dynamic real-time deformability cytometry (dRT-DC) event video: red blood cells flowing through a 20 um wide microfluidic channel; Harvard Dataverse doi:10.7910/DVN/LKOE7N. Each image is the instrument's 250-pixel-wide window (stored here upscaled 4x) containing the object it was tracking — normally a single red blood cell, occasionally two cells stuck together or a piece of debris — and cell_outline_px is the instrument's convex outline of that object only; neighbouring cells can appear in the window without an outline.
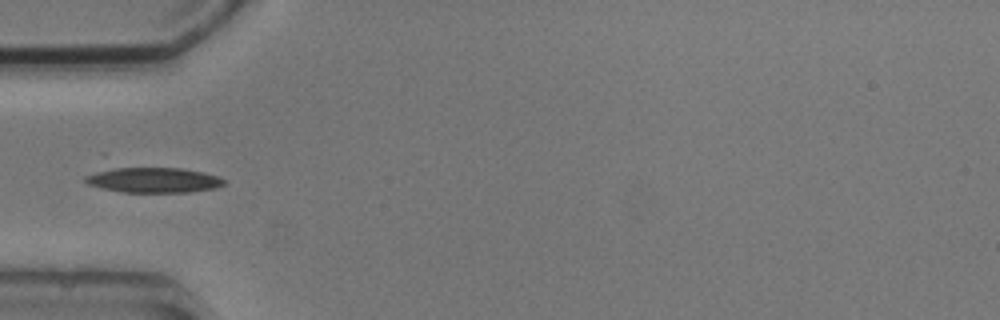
{"species": "common noctule bat (a hibernating species)", "species_latin": "Nyctalus noctula", "temperature_condition": "cold", "stored_images_in_passage": 1, "camera_frame_rate_fps": 3000, "um_per_image_px": 0.085, "animal": {"sex": "male", "body_mass_g": 20.5, "forearm_length_mm": 52.5}, "frame": {"image": 1, "passage_image": 1, "time_ms": 0.0, "image_size_px": [1000, 320], "cell_outline_px": [[224, 184], [216, 188], [188, 192], [120, 192], [88, 184], [84, 180], [84, 176], [104, 168], [180, 168], [204, 172], [220, 176], [224, 180]], "centroid_in_image_um": [13.04, 15.3], "position_along_channel_um": 72.0, "area_um2": 20.4}}